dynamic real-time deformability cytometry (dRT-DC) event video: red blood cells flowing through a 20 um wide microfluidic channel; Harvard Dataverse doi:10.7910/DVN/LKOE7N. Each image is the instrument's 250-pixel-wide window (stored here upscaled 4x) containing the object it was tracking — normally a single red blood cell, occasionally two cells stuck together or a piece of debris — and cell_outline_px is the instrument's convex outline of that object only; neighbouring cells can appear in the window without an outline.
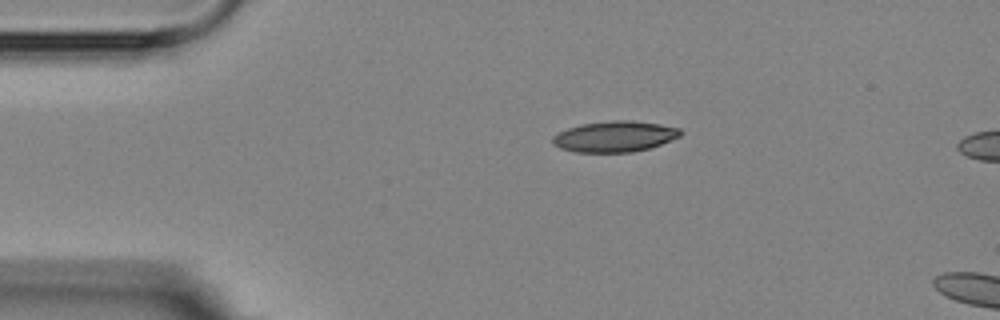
{"species": "Egyptian fruit bat (a non-hibernating species)", "species_latin": "Rousettus aegyptiacus", "temperature_condition": "room temperature", "stored_images_in_passage": 3, "camera_frame_rate_fps": 3000, "um_per_image_px": 0.085, "animal": {"sex": "female"}, "frame": {"image": 1, "passage_image": 1, "time_ms": 0.0, "image_size_px": [1000, 320], "cell_outline_px": [[684, 132], [680, 136], [660, 144], [648, 148], [632, 152], [576, 152], [560, 148], [552, 144], [552, 136], [568, 128], [580, 124], [612, 120], [632, 120], [660, 124], [680, 128]], "centroid_in_image_um": [52.25, 11.59], "position_along_channel_um": 32.8, "area_um2": 23.0}}